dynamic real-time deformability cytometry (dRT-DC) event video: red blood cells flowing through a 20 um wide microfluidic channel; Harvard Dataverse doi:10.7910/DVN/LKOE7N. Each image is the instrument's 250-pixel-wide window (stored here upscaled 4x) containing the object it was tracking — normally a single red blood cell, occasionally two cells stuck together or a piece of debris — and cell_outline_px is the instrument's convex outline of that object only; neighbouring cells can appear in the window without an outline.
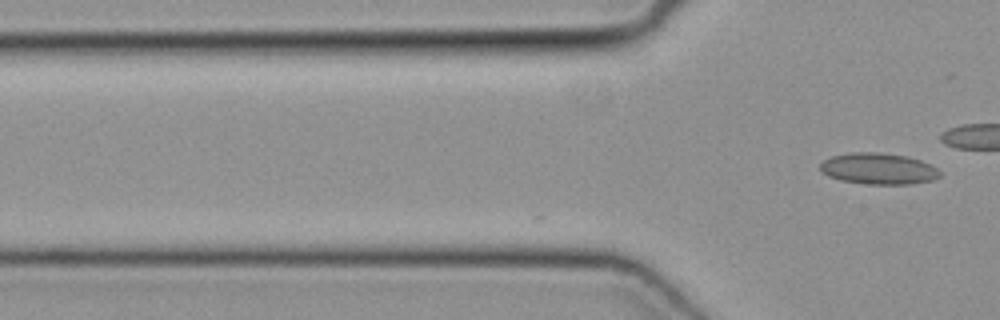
{"species": "common noctule bat (a hibernating species)", "species_latin": "Nyctalus noctula", "temperature_condition": "cold", "stored_images_in_passage": 14, "camera_frame_rate_fps": 3000, "um_per_image_px": 0.085, "animal": {"sex": "female", "body_mass_g": 19.3, "forearm_length_mm": 54.1}, "frame": {"image": 1, "passage_image": 14, "time_ms": 4.333, "image_size_px": [1000, 320], "cell_outline_px": [[940, 176], [932, 180], [912, 184], [868, 184], [840, 180], [828, 176], [820, 168], [820, 164], [824, 160], [832, 156], [852, 152], [876, 152], [904, 156], [920, 160], [936, 168], [940, 172]], "centroid_in_image_um": [74.66, 14.34], "position_along_channel_um": 51.1, "area_um2": 21.56}}